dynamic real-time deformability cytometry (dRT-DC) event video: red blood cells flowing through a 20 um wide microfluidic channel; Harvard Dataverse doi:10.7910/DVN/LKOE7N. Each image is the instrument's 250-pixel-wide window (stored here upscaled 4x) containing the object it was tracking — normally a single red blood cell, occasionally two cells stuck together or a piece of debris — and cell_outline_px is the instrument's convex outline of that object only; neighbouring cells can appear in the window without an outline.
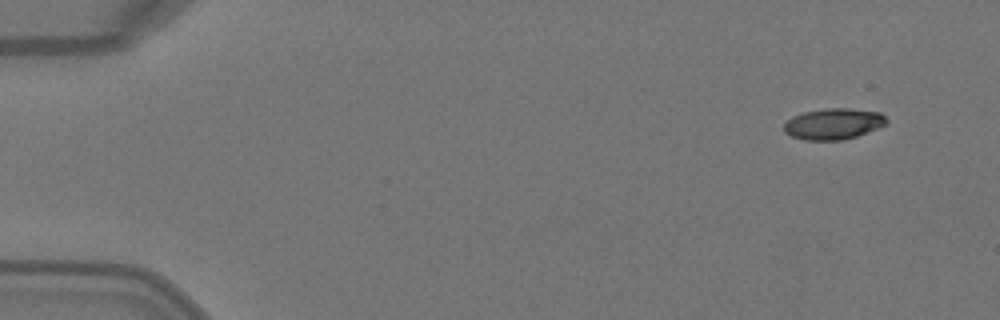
{"species": "Egyptian fruit bat (a non-hibernating species)", "species_latin": "Rousettus aegyptiacus", "temperature_condition": "warm", "stored_images_in_passage": 3, "camera_frame_rate_fps": 3000, "um_per_image_px": 0.085, "animal": {"sex": "female"}, "frame": {"image": 1, "passage_image": 1, "time_ms": 0.0, "image_size_px": [1000, 320], "cell_outline_px": [[888, 124], [856, 136], [840, 140], [804, 140], [792, 136], [784, 132], [784, 124], [792, 116], [804, 112], [824, 108], [848, 108], [880, 112], [888, 120]], "centroid_in_image_um": [70.84, 10.52], "position_along_channel_um": 14.2, "area_um2": 18.55}}
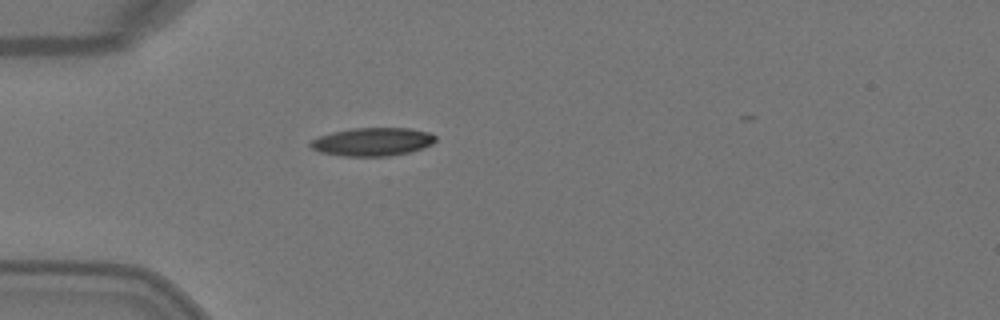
{"frame": {"image": 2, "passage_image": 3, "time_ms": 0.667, "image_size_px": [1000, 320], "cell_outline_px": [[436, 140], [432, 144], [424, 148], [408, 152], [388, 156], [344, 156], [320, 152], [312, 148], [308, 144], [312, 140], [320, 136], [332, 132], [352, 128], [408, 128], [428, 132], [436, 136]], "centroid_in_image_um": [31.67, 12.05], "position_along_channel_um": 53.3, "area_um2": 20.52}}